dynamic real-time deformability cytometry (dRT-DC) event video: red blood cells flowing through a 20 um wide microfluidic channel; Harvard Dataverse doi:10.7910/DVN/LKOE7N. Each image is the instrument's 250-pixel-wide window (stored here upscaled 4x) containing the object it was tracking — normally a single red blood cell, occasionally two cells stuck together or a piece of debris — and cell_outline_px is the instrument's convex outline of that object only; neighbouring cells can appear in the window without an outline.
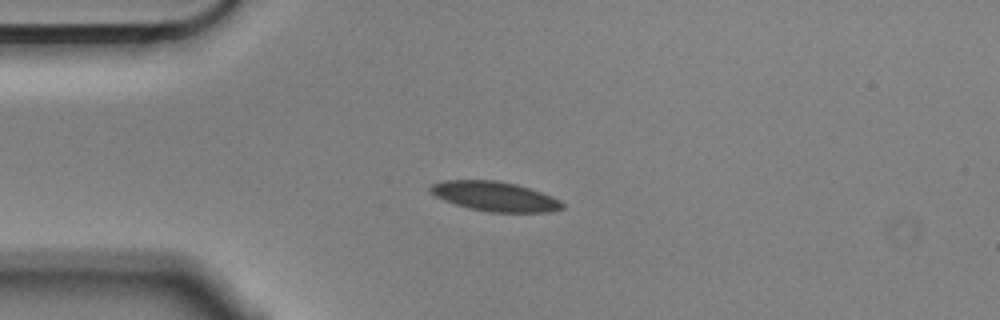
{"species": "Egyptian fruit bat (a non-hibernating species)", "species_latin": "Rousettus aegyptiacus", "temperature_condition": "cold", "stored_images_in_passage": 44, "camera_frame_rate_fps": 3000, "um_per_image_px": 0.085, "animal": {"sex": "male"}, "frame": {"image": 1, "passage_image": 1, "time_ms": 0.0, "image_size_px": [1000, 320], "cell_outline_px": [[564, 208], [552, 212], [488, 212], [468, 208], [444, 200], [428, 192], [428, 188], [432, 184], [444, 180], [496, 180], [516, 184], [552, 196], [560, 200], [564, 204]], "centroid_in_image_um": [42.05, 16.69], "position_along_channel_um": 42.9, "area_um2": 22.83}}
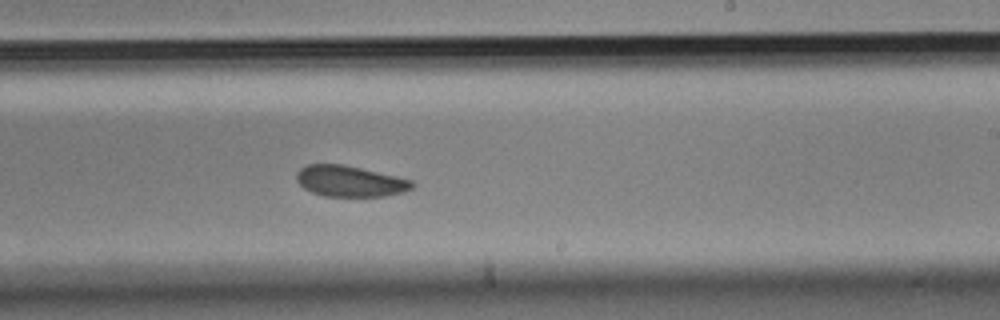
{"frame": {"image": 2, "passage_image": 21, "time_ms": 6.667, "image_size_px": [1000, 320], "cell_outline_px": [[416, 184], [412, 188], [404, 192], [384, 196], [324, 196], [312, 192], [304, 188], [296, 180], [296, 172], [300, 168], [308, 164], [344, 164], [396, 176], [412, 180]], "centroid_in_image_um": [29.74, 15.4], "position_along_channel_um": 259.3, "area_um2": 20.92}}
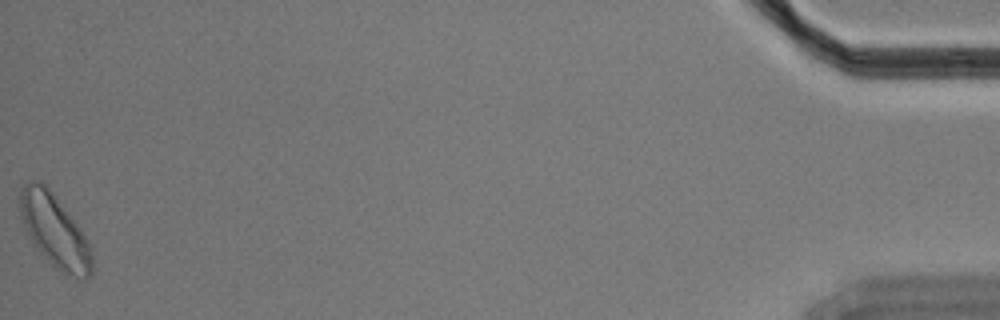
{"frame": {"image": 3, "passage_image": 44, "time_ms": 14.333, "image_size_px": [1000, 320], "cell_outline_px": [[92, 272], [84, 280], [80, 280], [56, 268], [32, 244], [24, 224], [20, 212], [20, 188], [28, 180], [40, 180], [52, 192], [80, 228], [88, 244], [92, 256]], "centroid_in_image_um": [4.63, 19.61], "position_along_channel_um": 430.6, "area_um2": 30.06}, "authors_computed_cell_mechanics": {"area_um2": 22.5131, "velocity_mm_per_s": 3.5263, "shape_relaxation_time_tau1_ms": 3.0183, "shape_relaxation_time_tau2_ms": null, "deformation_change_tau1": 0.0813, "deformation_change_tau2": null}}